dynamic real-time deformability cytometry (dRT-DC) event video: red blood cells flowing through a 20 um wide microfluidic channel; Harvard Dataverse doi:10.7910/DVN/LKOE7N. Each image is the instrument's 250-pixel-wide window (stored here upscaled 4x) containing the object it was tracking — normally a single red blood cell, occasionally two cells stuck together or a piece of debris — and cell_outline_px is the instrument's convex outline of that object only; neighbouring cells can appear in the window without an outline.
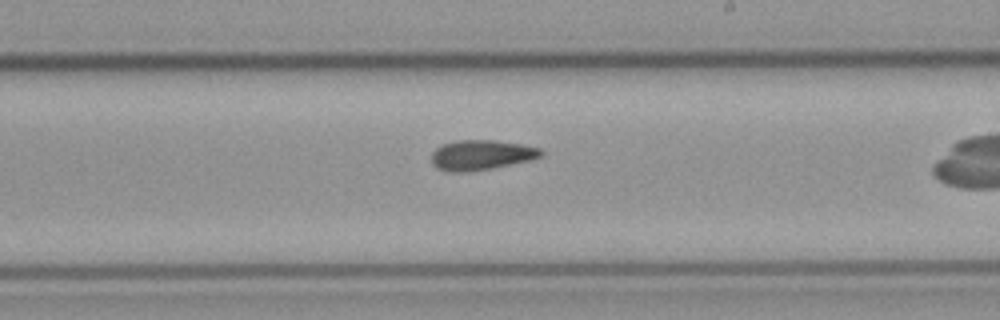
{"species": "common noctule bat (a hibernating species)", "species_latin": "Nyctalus noctula", "temperature_condition": "cold", "stored_images_in_passage": 40, "camera_frame_rate_fps": 3000, "um_per_image_px": 0.085, "animal": {"sex": "male", "body_mass_g": 23.1, "forearm_length_mm": 52.7}, "frame": {"image": 1, "passage_image": 29, "time_ms": 9.333, "image_size_px": [1000, 320], "cell_outline_px": [[544, 152], [540, 156], [532, 160], [492, 168], [468, 172], [448, 172], [436, 168], [432, 164], [432, 152], [436, 148], [444, 144], [456, 140], [496, 140], [520, 144], [540, 148]], "centroid_in_image_um": [40.89, 13.18], "position_along_channel_um": 248.1, "area_um2": 19.25}}